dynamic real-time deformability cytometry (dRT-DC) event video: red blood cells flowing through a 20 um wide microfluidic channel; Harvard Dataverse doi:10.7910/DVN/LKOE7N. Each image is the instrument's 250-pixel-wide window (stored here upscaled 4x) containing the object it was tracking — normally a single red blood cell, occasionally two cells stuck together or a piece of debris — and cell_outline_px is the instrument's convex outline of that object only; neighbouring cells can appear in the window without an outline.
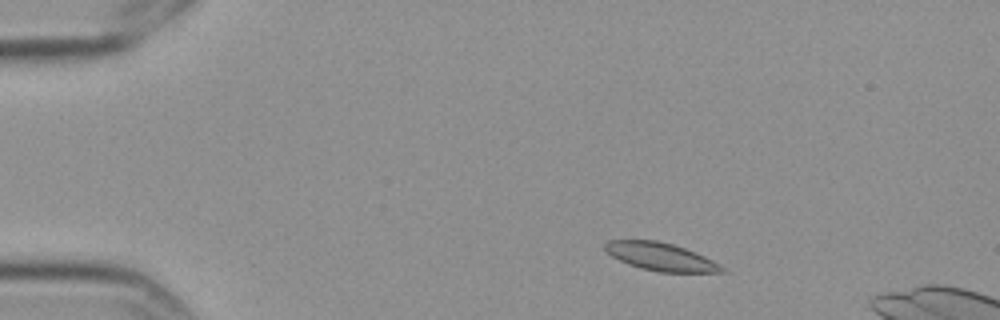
{"species": "Egyptian fruit bat (a non-hibernating species)", "species_latin": "Rousettus aegyptiacus", "temperature_condition": "cold", "stored_images_in_passage": 3, "camera_frame_rate_fps": 3000, "um_per_image_px": 0.085, "frame": {"image": 1, "passage_image": 1, "time_ms": 0.0, "image_size_px": [1000, 320], "cell_outline_px": [[728, 268], [724, 272], [660, 272], [640, 268], [628, 264], [612, 256], [604, 248], [604, 244], [608, 240], [656, 240], [672, 244], [696, 252]], "centroid_in_image_um": [56.18, 21.82], "position_along_channel_um": 28.8, "area_um2": 18.96}}